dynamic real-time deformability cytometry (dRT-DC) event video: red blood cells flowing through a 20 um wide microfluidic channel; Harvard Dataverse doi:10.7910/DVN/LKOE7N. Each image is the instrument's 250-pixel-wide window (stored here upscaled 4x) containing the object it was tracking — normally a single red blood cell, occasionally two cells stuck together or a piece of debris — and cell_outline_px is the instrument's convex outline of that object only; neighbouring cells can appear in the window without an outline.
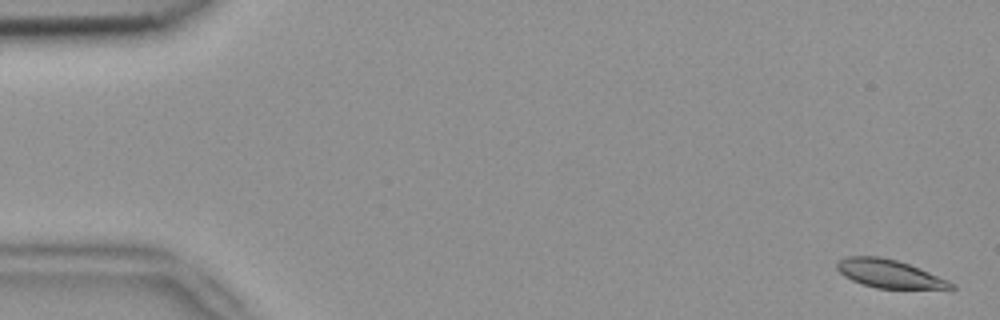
{"species": "common noctule bat (a hibernating species)", "species_latin": "Nyctalus noctula", "temperature_condition": "room temperature", "stored_images_in_passage": 5, "camera_frame_rate_fps": 3000, "um_per_image_px": 0.085, "animal": {"sex": "female", "body_mass_g": 18.4}, "frame": {"image": 1, "passage_image": 1, "time_ms": 0.0, "image_size_px": [1000, 320], "cell_outline_px": [[956, 288], [876, 288], [852, 280], [844, 276], [836, 268], [836, 264], [840, 260], [848, 256], [880, 256], [896, 260], [908, 264], [948, 280], [956, 284]], "centroid_in_image_um": [75.56, 23.26], "position_along_channel_um": 9.4, "area_um2": 18.38}}
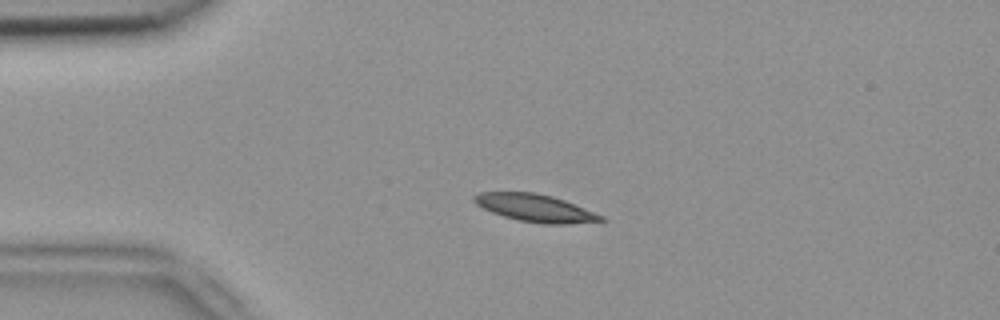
{"frame": {"image": 2, "passage_image": 4, "time_ms": 1.0, "image_size_px": [1000, 320], "cell_outline_px": [[608, 220], [568, 224], [544, 224], [520, 220], [504, 216], [492, 212], [476, 204], [472, 200], [472, 196], [480, 192], [536, 192], [552, 196], [564, 200], [604, 216]], "centroid_in_image_um": [45.5, 17.67], "position_along_channel_um": 39.5, "area_um2": 20.23}}